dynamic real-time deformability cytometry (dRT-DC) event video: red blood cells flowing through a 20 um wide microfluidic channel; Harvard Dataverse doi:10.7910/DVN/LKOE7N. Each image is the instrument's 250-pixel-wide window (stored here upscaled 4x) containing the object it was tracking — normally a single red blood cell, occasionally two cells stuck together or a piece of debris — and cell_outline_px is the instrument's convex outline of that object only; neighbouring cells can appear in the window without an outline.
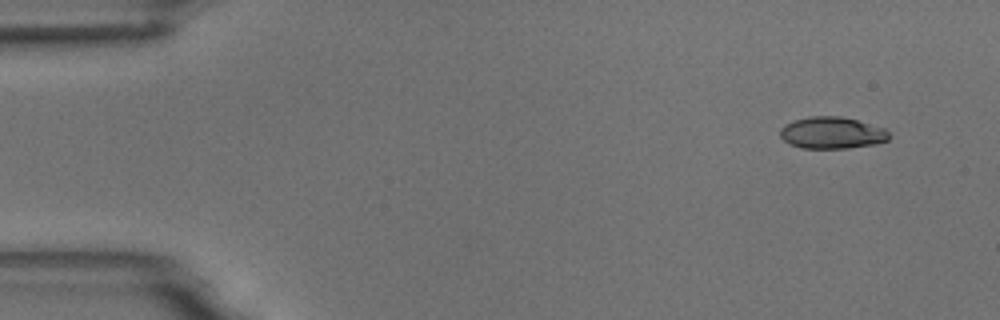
{"species": "common noctule bat (a hibernating species)", "species_latin": "Nyctalus noctula", "temperature_condition": "room temperature", "stored_images_in_passage": 9, "camera_frame_rate_fps": 3000, "um_per_image_px": 0.085, "animal": {"sex": "male", "body_mass_g": 18.8}, "frame": {"image": 1, "passage_image": 1, "time_ms": 0.0, "image_size_px": [1000, 320], "cell_outline_px": [[888, 140], [876, 144], [848, 148], [804, 148], [788, 144], [780, 136], [780, 128], [784, 124], [808, 116], [840, 116], [856, 120], [884, 128], [888, 132]], "centroid_in_image_um": [70.69, 11.29], "position_along_channel_um": 14.3, "area_um2": 20.11}}
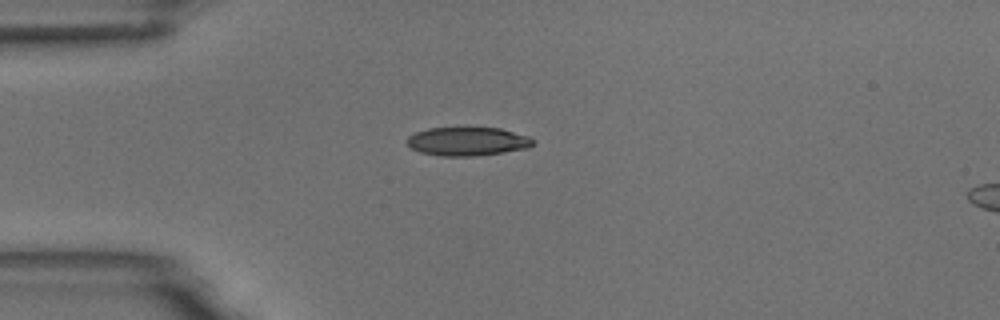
{"frame": {"image": 2, "passage_image": 4, "time_ms": 3.333, "image_size_px": [1000, 320], "cell_outline_px": [[536, 144], [528, 148], [504, 152], [476, 156], [440, 156], [420, 152], [412, 148], [408, 144], [408, 136], [416, 132], [428, 128], [500, 128], [528, 136], [536, 140]], "centroid_in_image_um": [39.78, 12.02], "position_along_channel_um": 45.2, "area_um2": 21.04}}